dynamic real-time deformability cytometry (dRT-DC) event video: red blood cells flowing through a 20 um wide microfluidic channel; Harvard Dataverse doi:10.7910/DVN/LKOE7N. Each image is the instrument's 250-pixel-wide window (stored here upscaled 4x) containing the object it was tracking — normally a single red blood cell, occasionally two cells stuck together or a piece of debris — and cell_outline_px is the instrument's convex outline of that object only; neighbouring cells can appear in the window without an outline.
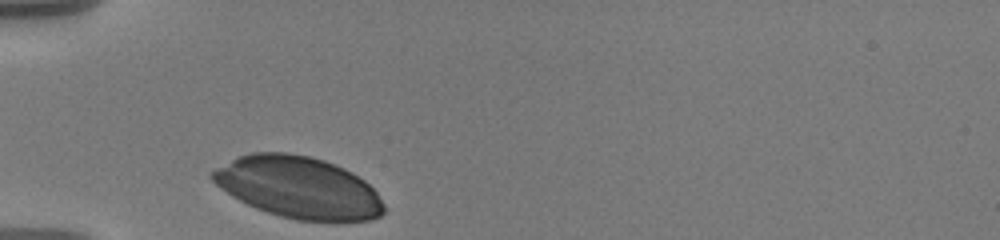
{"species": "human", "species_latin": "Homo sapiens", "temperature_condition": "warm", "stored_images_in_passage": 31, "camera_frame_rate_fps": 3000, "um_per_image_px": 0.085, "donor": {"sex": "male"}, "frame": {"image": 1, "passage_image": 1, "time_ms": 0.0, "image_size_px": [1000, 240], "cell_outline_px": [[384, 212], [380, 216], [368, 220], [344, 224], [296, 220], [280, 216], [256, 208], [232, 196], [220, 188], [208, 176], [208, 172], [240, 156], [252, 152], [288, 152], [312, 156], [324, 160], [344, 168], [352, 172], [364, 180], [376, 192], [384, 204]], "centroid_in_image_um": [25.4, 15.96], "position_along_channel_um": 59.6, "area_um2": 62.42}}
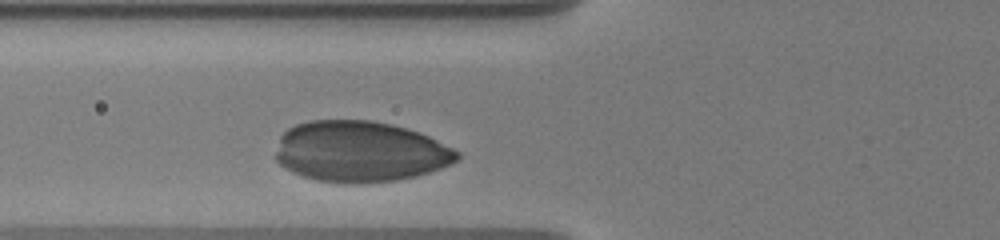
{"frame": {"image": 2, "passage_image": 5, "time_ms": 1.333, "image_size_px": [1000, 240], "cell_outline_px": [[460, 156], [452, 164], [416, 176], [396, 180], [320, 180], [304, 176], [292, 172], [284, 168], [276, 160], [276, 152], [280, 136], [288, 128], [296, 124], [312, 120], [368, 120], [392, 124], [428, 136], [460, 152]], "centroid_in_image_um": [30.59, 12.84], "position_along_channel_um": 95.2, "area_um2": 63.0}}
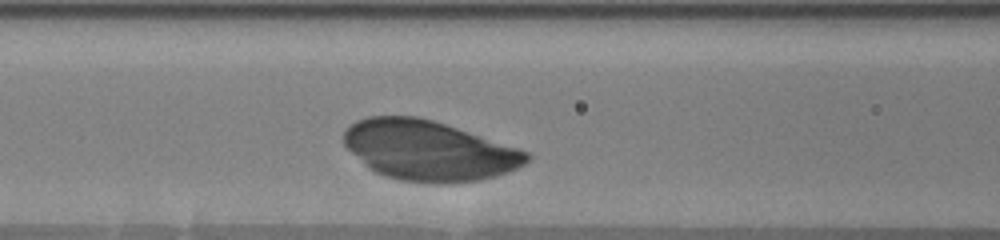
{"frame": {"image": 3, "passage_image": 8, "time_ms": 2.333, "image_size_px": [1000, 240], "cell_outline_px": [[532, 156], [524, 164], [508, 172], [496, 176], [480, 180], [448, 184], [436, 184], [400, 180], [376, 172], [368, 168], [344, 144], [344, 132], [356, 120], [368, 116], [416, 116], [432, 120], [528, 152]], "centroid_in_image_um": [36.43, 12.81], "position_along_channel_um": 130.2, "area_um2": 63.29}}